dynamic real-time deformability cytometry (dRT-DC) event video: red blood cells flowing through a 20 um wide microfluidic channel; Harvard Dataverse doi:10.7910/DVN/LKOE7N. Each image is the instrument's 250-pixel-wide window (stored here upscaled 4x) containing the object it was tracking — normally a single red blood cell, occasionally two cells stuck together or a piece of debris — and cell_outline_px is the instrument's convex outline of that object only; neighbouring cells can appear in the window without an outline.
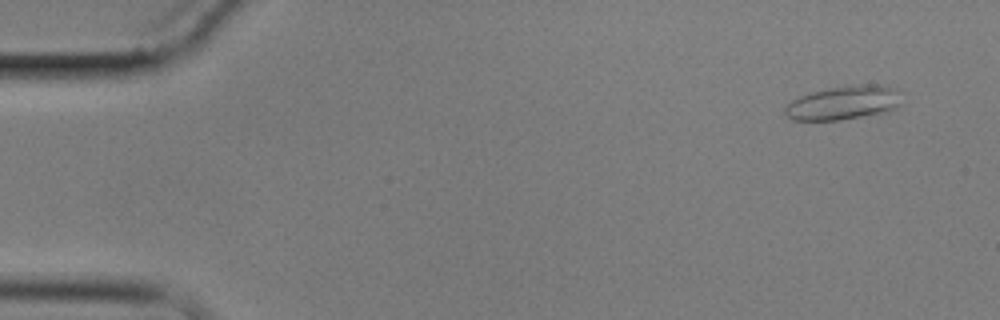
{"species": "common noctule bat (a hibernating species)", "species_latin": "Nyctalus noctula", "temperature_condition": "cold", "stored_images_in_passage": 5, "camera_frame_rate_fps": 3000, "um_per_image_px": 0.085, "animal": {"sex": "male", "body_mass_g": 17.9}, "frame": {"image": 1, "passage_image": 1, "time_ms": 0.0, "image_size_px": [1000, 320], "cell_outline_px": [[900, 104], [896, 108], [888, 112], [836, 120], [792, 120], [784, 112], [784, 108], [792, 100], [800, 96], [812, 92], [828, 88], [864, 84], [872, 84], [896, 88]], "centroid_in_image_um": [71.69, 8.74], "position_along_channel_um": 13.3, "area_um2": 22.72}}